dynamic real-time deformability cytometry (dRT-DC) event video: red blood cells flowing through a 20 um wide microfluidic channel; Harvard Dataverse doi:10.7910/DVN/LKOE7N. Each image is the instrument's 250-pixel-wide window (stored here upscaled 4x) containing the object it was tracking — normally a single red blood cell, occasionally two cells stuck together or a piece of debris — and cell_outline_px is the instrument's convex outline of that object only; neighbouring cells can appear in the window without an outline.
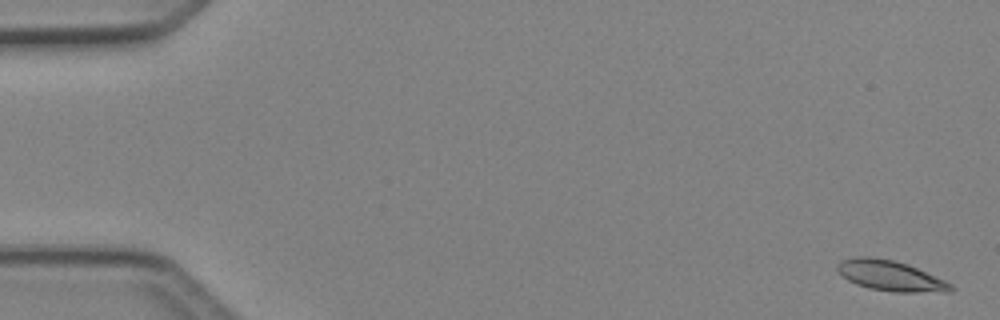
{"species": "Egyptian fruit bat (a non-hibernating species)", "species_latin": "Rousettus aegyptiacus", "temperature_condition": "cold", "stored_images_in_passage": 50, "segment_of_instrument_passage": [1, 2], "camera_frame_rate_fps": 3000, "um_per_image_px": 0.085, "animal": {"sex": "female"}, "frame": {"image": 1, "passage_image": 2, "time_ms": 0.333, "image_size_px": [1000, 320], "cell_outline_px": [[956, 288], [952, 292], [892, 292], [868, 288], [856, 284], [848, 280], [836, 268], [836, 264], [844, 260], [856, 256], [868, 256], [892, 260], [908, 264], [944, 280], [952, 284]], "centroid_in_image_um": [75.72, 23.45], "position_along_channel_um": 9.3, "area_um2": 20.06}}
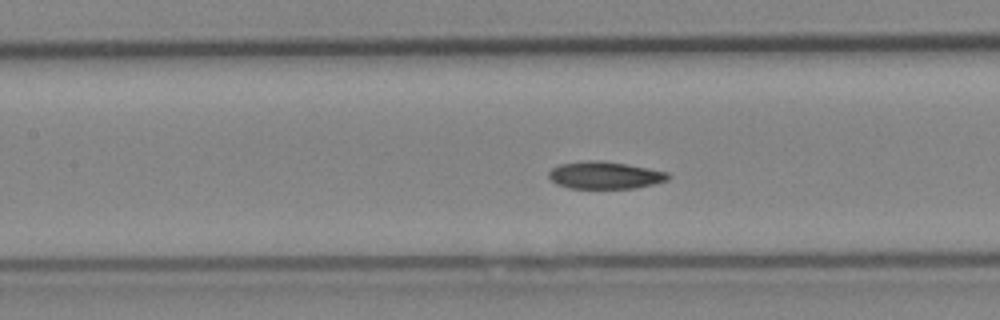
{"frame": {"image": 2, "passage_image": 23, "time_ms": 7.333, "image_size_px": [1000, 320], "cell_outline_px": [[672, 176], [668, 180], [636, 188], [568, 188], [556, 184], [548, 176], [548, 172], [552, 168], [560, 164], [584, 160], [604, 160], [628, 164], [668, 172]], "centroid_in_image_um": [51.42, 14.88], "position_along_channel_um": 156.0, "area_um2": 19.19}}
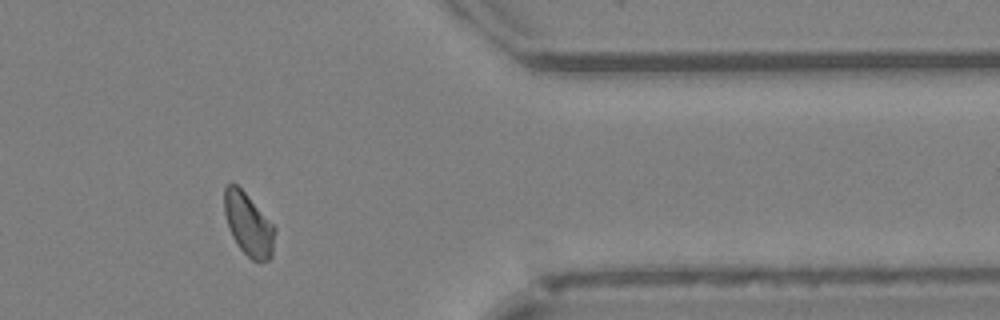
{"frame": {"image": 3, "passage_image": 41, "time_ms": 13.333, "image_size_px": [1000, 320], "cell_outline_px": [[276, 232], [272, 256], [268, 260], [252, 260], [240, 248], [232, 236], [228, 228], [224, 212], [224, 188], [228, 184], [236, 184], [248, 196], [276, 228]], "centroid_in_image_um": [21.12, 19.08], "position_along_channel_um": 390.3, "area_um2": 18.26}}